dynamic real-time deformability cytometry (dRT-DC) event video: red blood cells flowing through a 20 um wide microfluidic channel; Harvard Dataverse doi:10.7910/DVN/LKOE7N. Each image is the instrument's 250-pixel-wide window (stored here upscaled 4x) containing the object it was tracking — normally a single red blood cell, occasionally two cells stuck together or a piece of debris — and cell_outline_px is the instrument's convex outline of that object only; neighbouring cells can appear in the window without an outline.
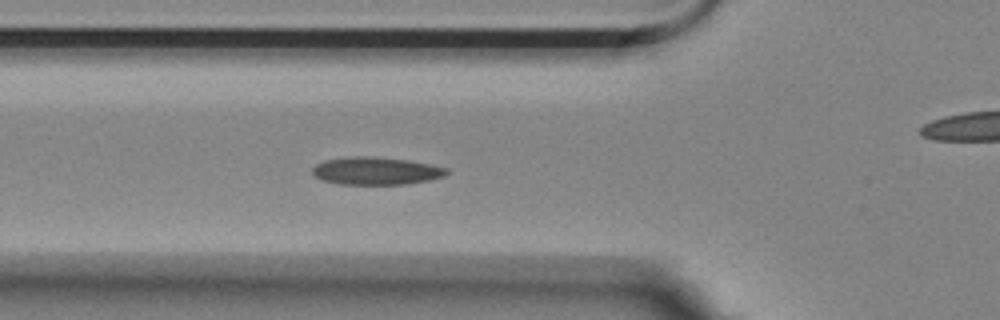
{"species": "Egyptian fruit bat (a non-hibernating species)", "species_latin": "Rousettus aegyptiacus", "temperature_condition": "room temperature", "stored_images_in_passage": 6, "segment_of_instrument_passage": [1, 2], "camera_frame_rate_fps": 3000, "um_per_image_px": 0.085, "animal": {"sex": "female"}, "frame": {"image": 1, "passage_image": 5, "time_ms": 1.333, "image_size_px": [1000, 320], "cell_outline_px": [[448, 172], [444, 176], [428, 180], [404, 184], [340, 184], [324, 180], [312, 176], [312, 168], [316, 164], [324, 160], [348, 156], [372, 156], [408, 160], [448, 168]], "centroid_in_image_um": [31.91, 14.52], "position_along_channel_um": 93.9, "area_um2": 21.62}}